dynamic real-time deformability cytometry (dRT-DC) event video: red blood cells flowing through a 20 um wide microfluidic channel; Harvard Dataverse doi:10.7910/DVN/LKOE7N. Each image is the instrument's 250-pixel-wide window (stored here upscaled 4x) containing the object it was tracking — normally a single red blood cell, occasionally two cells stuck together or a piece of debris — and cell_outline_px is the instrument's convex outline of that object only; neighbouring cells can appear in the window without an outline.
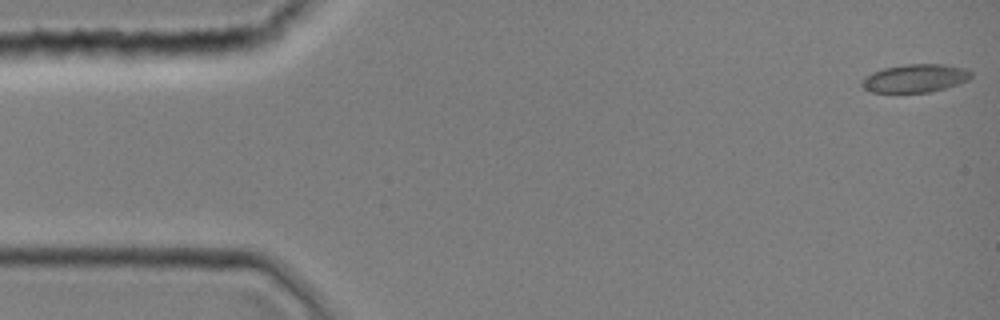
{"species": "common noctule bat (a hibernating species)", "species_latin": "Nyctalus noctula", "temperature_condition": "room temperature", "stored_images_in_passage": 44, "camera_frame_rate_fps": 3000, "um_per_image_px": 0.085, "animal": {"sex": "female", "body_mass_g": 19.0, "forearm_length_mm": 51.5}, "frame": {"image": 1, "passage_image": 1, "time_ms": 0.0, "image_size_px": [1000, 320], "cell_outline_px": [[972, 76], [968, 80], [944, 88], [928, 92], [872, 92], [864, 88], [860, 84], [860, 80], [864, 76], [872, 72], [884, 68], [904, 64], [944, 64], [964, 68], [972, 72]], "centroid_in_image_um": [77.75, 6.64], "position_along_channel_um": 7.3, "area_um2": 17.92}}
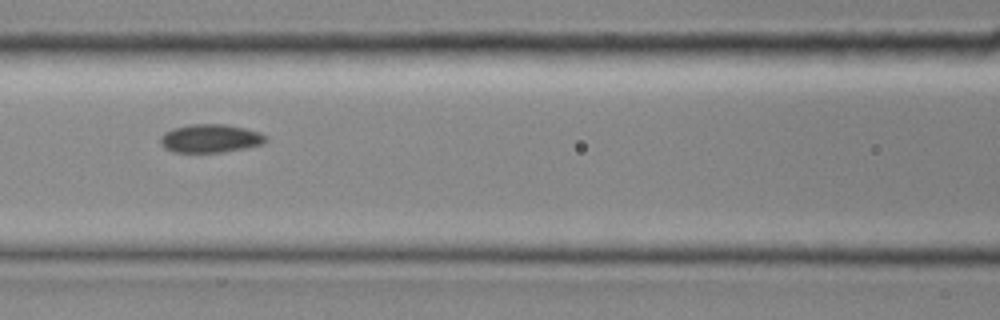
{"frame": {"image": 2, "passage_image": 19, "time_ms": 6.0, "image_size_px": [1000, 320], "cell_outline_px": [[268, 140], [264, 144], [248, 148], [224, 152], [172, 152], [164, 148], [160, 144], [160, 136], [164, 132], [172, 128], [188, 124], [224, 124], [244, 128], [260, 132], [268, 136]], "centroid_in_image_um": [17.89, 11.77], "position_along_channel_um": 148.7, "area_um2": 17.8}}
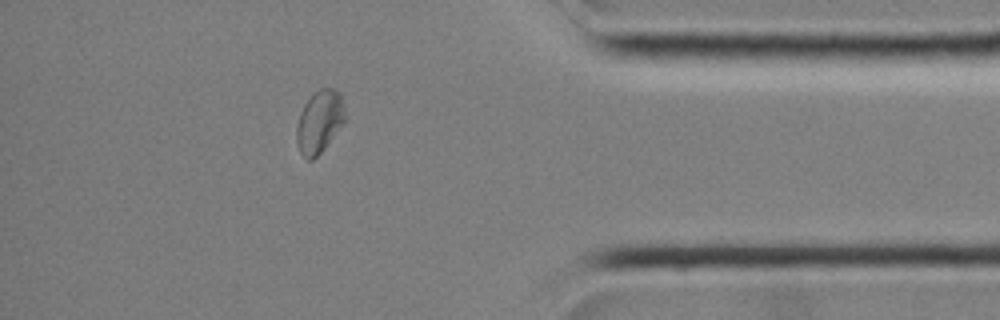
{"frame": {"image": 3, "passage_image": 38, "time_ms": 12.333, "image_size_px": [1000, 320], "cell_outline_px": [[344, 124], [324, 148], [312, 160], [308, 160], [300, 152], [296, 144], [296, 128], [300, 112], [304, 104], [320, 88], [332, 88], [340, 92], [344, 104]], "centroid_in_image_um": [27.15, 10.35], "position_along_channel_um": 408.0, "area_um2": 17.57}}